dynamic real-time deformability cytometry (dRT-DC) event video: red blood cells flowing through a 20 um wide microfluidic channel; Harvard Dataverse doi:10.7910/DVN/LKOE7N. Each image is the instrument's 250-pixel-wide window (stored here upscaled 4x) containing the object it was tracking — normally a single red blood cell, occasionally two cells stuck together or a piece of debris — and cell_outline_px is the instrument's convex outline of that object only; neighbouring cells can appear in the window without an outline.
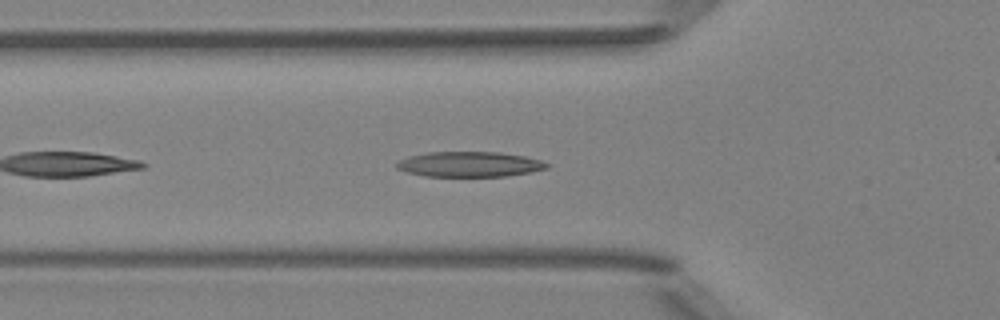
{"species": "Egyptian fruit bat (a non-hibernating species)", "species_latin": "Rousettus aegyptiacus", "temperature_condition": "room temperature", "stored_images_in_passage": 31, "camera_frame_rate_fps": 3000, "um_per_image_px": 0.085, "animal": {"sex": "female"}, "frame": {"image": 1, "passage_image": 5, "time_ms": 1.333, "image_size_px": [1000, 320], "cell_outline_px": [[552, 164], [548, 168], [508, 176], [424, 176], [408, 172], [396, 168], [396, 164], [400, 160], [408, 156], [428, 152], [500, 152], [524, 156], [540, 160]], "centroid_in_image_um": [39.92, 13.96], "position_along_channel_um": 85.9, "area_um2": 22.02}}
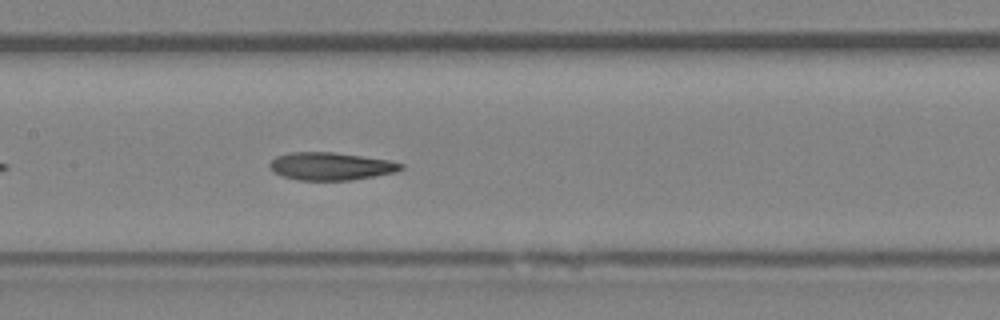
{"frame": {"image": 2, "passage_image": 12, "time_ms": 3.667, "image_size_px": [1000, 320], "cell_outline_px": [[404, 168], [396, 172], [352, 180], [300, 180], [284, 176], [276, 172], [268, 164], [276, 156], [288, 152], [332, 152], [388, 160], [404, 164]], "centroid_in_image_um": [28.14, 14.12], "position_along_channel_um": 179.3, "area_um2": 20.98}}
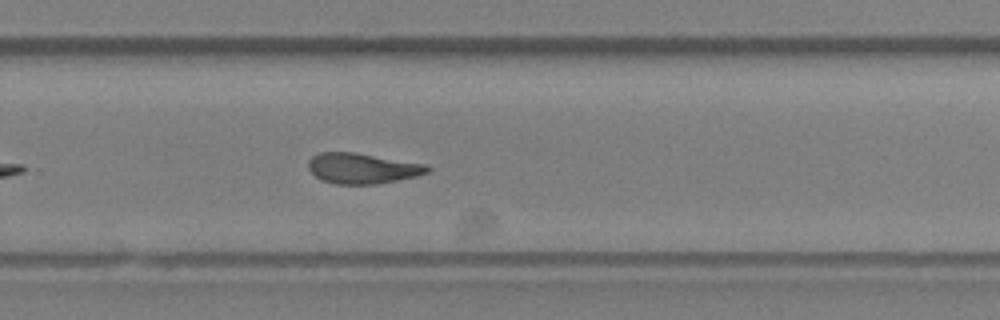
{"frame": {"image": 3, "passage_image": 21, "time_ms": 6.667, "image_size_px": [1000, 320], "cell_outline_px": [[432, 168], [428, 172], [416, 176], [376, 184], [336, 184], [324, 180], [316, 176], [308, 168], [308, 160], [312, 156], [320, 152], [352, 152], [424, 164]], "centroid_in_image_um": [30.77, 14.31], "position_along_channel_um": 299.0, "area_um2": 20.81}, "authors_computed_cell_mechanics": {"area_um2": 21.2704, "velocity_mm_per_s": 4.0027, "shape_relaxation_time_tau1_ms": 7.7787, "shape_relaxation_time_tau2_ms": 3.079, "deformation_change_tau1": 0.2019, "deformation_change_tau2": 0.1187}}